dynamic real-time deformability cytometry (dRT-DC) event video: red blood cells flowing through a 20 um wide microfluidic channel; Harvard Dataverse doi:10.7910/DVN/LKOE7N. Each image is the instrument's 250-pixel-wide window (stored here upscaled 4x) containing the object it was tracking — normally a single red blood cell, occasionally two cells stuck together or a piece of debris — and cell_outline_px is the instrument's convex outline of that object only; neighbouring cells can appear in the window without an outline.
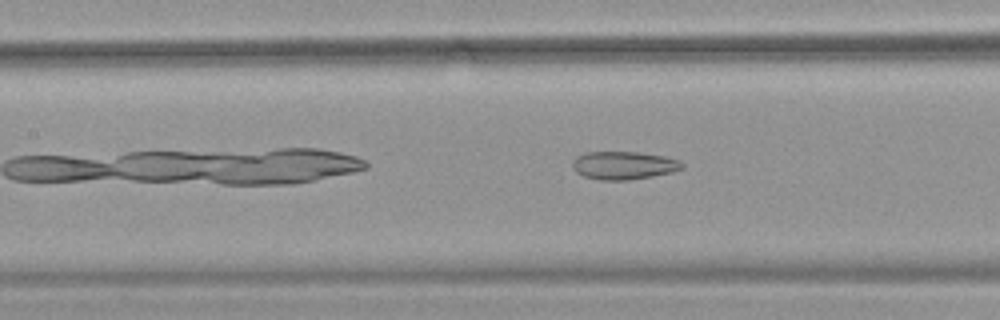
{"species": "common noctule bat (a hibernating species)", "species_latin": "Nyctalus noctula", "temperature_condition": "warm", "stored_images_in_passage": 21, "camera_frame_rate_fps": 3000, "um_per_image_px": 0.085, "animal": {"sex": "female", "body_mass_g": 18.4}, "frame": {"image": 1, "passage_image": 9, "time_ms": 2.667, "image_size_px": [1000, 320], "cell_outline_px": [[684, 168], [672, 172], [652, 176], [628, 180], [600, 180], [584, 176], [576, 172], [572, 168], [572, 160], [576, 156], [584, 152], [640, 152], [664, 156], [680, 160], [684, 164]], "centroid_in_image_um": [53.01, 14.05], "position_along_channel_um": 154.4, "area_um2": 18.09}}
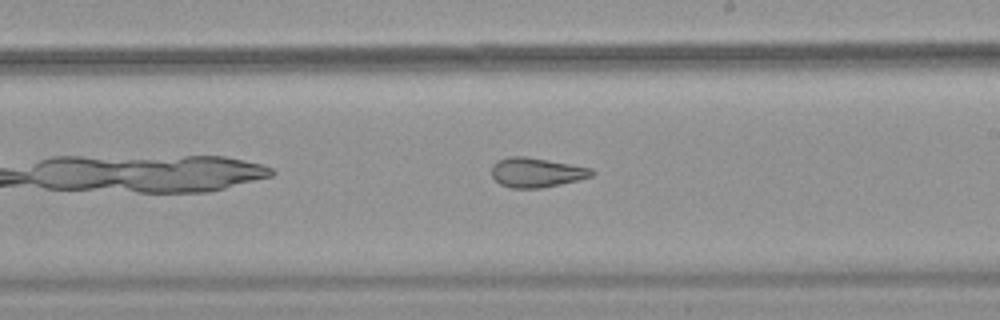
{"frame": {"image": 2, "passage_image": 16, "time_ms": 5.0, "image_size_px": [1000, 320], "cell_outline_px": [[596, 172], [592, 176], [560, 184], [540, 188], [512, 188], [500, 184], [492, 176], [492, 164], [496, 160], [508, 156], [524, 156], [548, 160], [592, 168]], "centroid_in_image_um": [45.57, 14.65], "position_along_channel_um": 243.4, "area_um2": 17.22}}
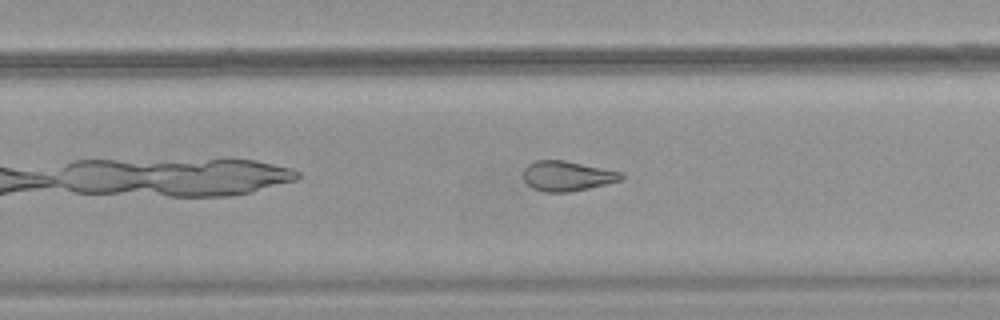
{"frame": {"image": 3, "passage_image": 19, "time_ms": 6.0, "image_size_px": [1000, 320], "cell_outline_px": [[624, 176], [620, 180], [588, 188], [568, 192], [544, 192], [532, 188], [524, 180], [524, 168], [528, 164], [536, 160], [564, 160], [624, 172]], "centroid_in_image_um": [48.2, 14.95], "position_along_channel_um": 281.6, "area_um2": 17.05}}